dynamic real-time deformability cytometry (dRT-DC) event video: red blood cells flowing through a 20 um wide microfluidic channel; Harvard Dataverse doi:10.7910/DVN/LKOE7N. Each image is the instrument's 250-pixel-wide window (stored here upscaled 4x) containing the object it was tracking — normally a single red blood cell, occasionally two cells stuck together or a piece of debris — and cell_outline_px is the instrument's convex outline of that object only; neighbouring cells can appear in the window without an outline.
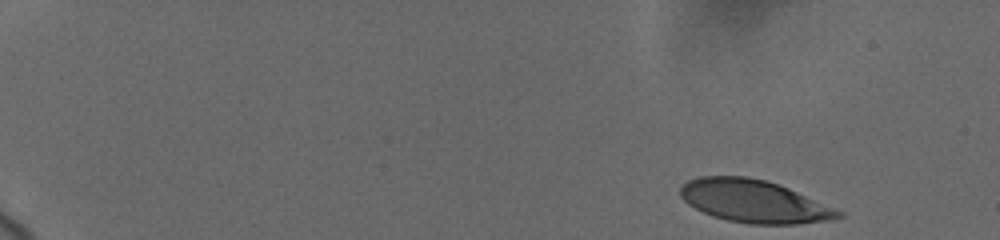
{"species": "human", "species_latin": "Homo sapiens", "temperature_condition": "cold", "stored_images_in_passage": 8, "camera_frame_rate_fps": 3000, "um_per_image_px": 0.085, "donor": {"sex": "female"}, "frame": {"image": 1, "passage_image": 1, "time_ms": 0.0, "image_size_px": [1000, 240], "cell_outline_px": [[844, 216], [832, 220], [796, 224], [748, 224], [728, 220], [712, 216], [688, 204], [680, 196], [680, 188], [688, 180], [700, 176], [748, 176], [764, 180], [788, 188], [844, 212]], "centroid_in_image_um": [64.09, 17.11], "position_along_channel_um": 20.9, "area_um2": 39.07}}
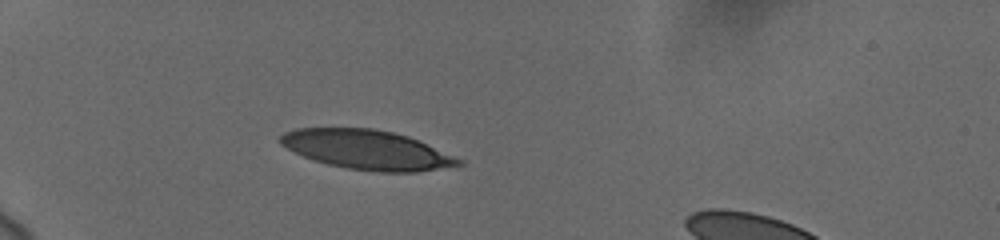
{"frame": {"image": 2, "passage_image": 6, "time_ms": 4.333, "image_size_px": [1000, 240], "cell_outline_px": [[464, 164], [416, 172], [376, 172], [348, 168], [328, 164], [304, 156], [280, 144], [280, 136], [284, 132], [296, 128], [372, 128], [392, 132], [408, 136], [464, 160]], "centroid_in_image_um": [31.21, 12.72], "position_along_channel_um": 53.8, "area_um2": 40.52}}